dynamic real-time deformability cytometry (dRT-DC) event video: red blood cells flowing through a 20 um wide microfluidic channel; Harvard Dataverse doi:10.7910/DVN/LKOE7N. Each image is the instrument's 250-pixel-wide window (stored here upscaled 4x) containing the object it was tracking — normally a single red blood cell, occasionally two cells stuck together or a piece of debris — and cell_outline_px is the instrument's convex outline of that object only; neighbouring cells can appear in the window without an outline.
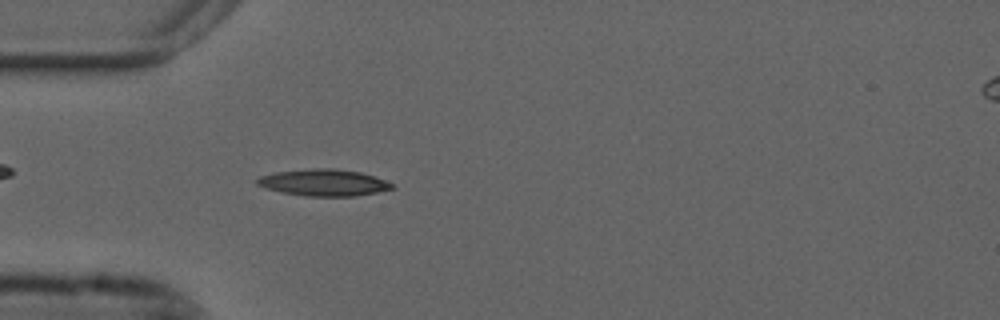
{"species": "common noctule bat (a hibernating species)", "species_latin": "Nyctalus noctula", "temperature_condition": "cold", "stored_images_in_passage": 54, "camera_frame_rate_fps": 3000, "um_per_image_px": 0.085, "animal": {"sex": "male", "forearm_length_mm": 52.5}, "frame": {"image": 1, "passage_image": 15, "time_ms": 4.667, "image_size_px": [1000, 320], "cell_outline_px": [[396, 188], [356, 196], [304, 196], [280, 192], [264, 188], [256, 184], [256, 180], [260, 176], [276, 172], [312, 168], [336, 168], [360, 172], [396, 184]], "centroid_in_image_um": [27.51, 15.52], "position_along_channel_um": 57.5, "area_um2": 21.1}}
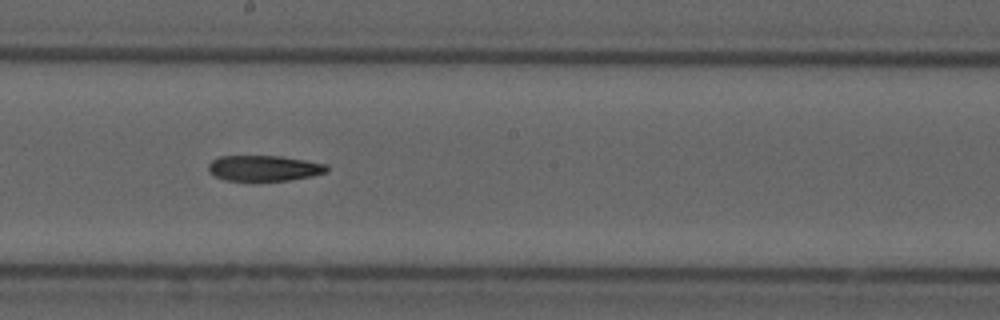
{"frame": {"image": 2, "passage_image": 29, "time_ms": 9.333, "image_size_px": [1000, 320], "cell_outline_px": [[328, 172], [312, 176], [288, 180], [256, 184], [224, 180], [208, 172], [208, 164], [212, 160], [220, 156], [280, 156], [328, 164]], "centroid_in_image_um": [22.41, 14.34], "position_along_channel_um": 225.8, "area_um2": 18.55}}
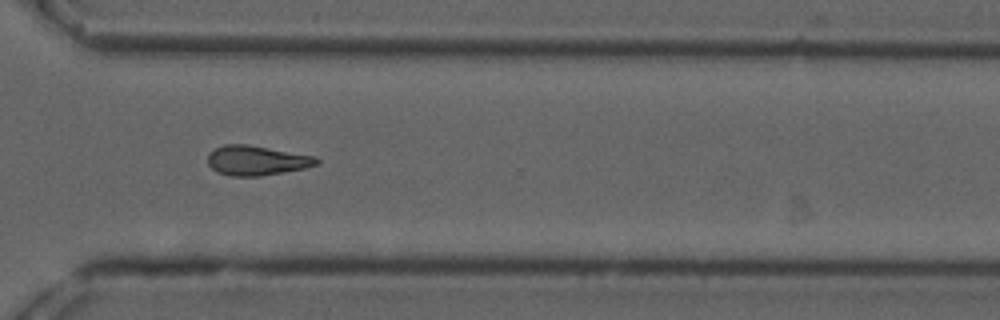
{"frame": {"image": 3, "passage_image": 39, "time_ms": 12.667, "image_size_px": [1000, 320], "cell_outline_px": [[320, 164], [304, 168], [260, 176], [228, 176], [216, 172], [208, 164], [208, 152], [224, 144], [244, 144], [316, 156], [320, 160]], "centroid_in_image_um": [21.8, 13.64], "position_along_channel_um": 348.8, "area_um2": 18.84}}